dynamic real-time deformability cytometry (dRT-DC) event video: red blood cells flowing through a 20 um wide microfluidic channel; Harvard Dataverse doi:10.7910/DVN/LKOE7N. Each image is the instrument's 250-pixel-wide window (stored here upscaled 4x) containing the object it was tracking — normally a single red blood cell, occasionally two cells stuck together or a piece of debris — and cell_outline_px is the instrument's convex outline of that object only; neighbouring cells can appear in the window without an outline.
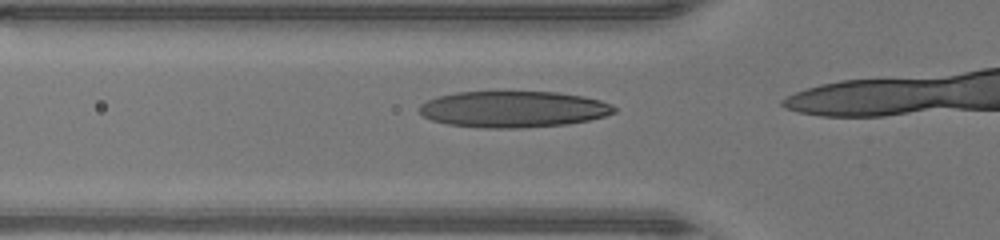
{"species": "human", "species_latin": "Homo sapiens", "temperature_condition": "warm", "stored_images_in_passage": 12, "camera_frame_rate_fps": 3000, "um_per_image_px": 0.085, "donor": {"sex": "male"}, "frame": {"image": 1, "passage_image": 10, "time_ms": 3.0, "image_size_px": [1000, 240], "cell_outline_px": [[616, 112], [604, 116], [588, 120], [568, 124], [520, 128], [480, 128], [448, 124], [432, 120], [424, 116], [420, 112], [420, 104], [436, 96], [456, 92], [556, 92], [584, 96], [600, 100], [612, 104], [616, 108]], "centroid_in_image_um": [43.64, 9.28], "position_along_channel_um": 82.2, "area_um2": 41.33}}